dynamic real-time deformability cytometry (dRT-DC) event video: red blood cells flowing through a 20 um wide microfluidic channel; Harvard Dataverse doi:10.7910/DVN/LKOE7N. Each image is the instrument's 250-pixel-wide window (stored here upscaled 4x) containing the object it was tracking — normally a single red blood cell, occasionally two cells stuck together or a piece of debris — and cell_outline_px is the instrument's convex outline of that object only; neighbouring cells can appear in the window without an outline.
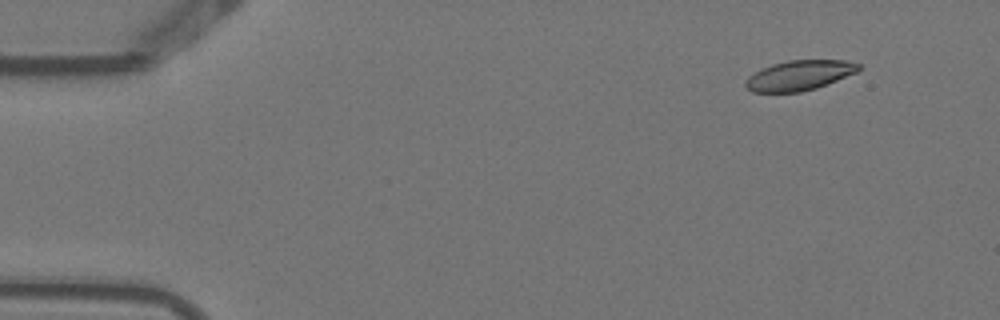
{"species": "Egyptian fruit bat (a non-hibernating species)", "species_latin": "Rousettus aegyptiacus", "temperature_condition": "warm", "stored_images_in_passage": 2, "camera_frame_rate_fps": 3000, "um_per_image_px": 0.085, "animal": {"sex": "female"}, "frame": {"image": 1, "passage_image": 2, "time_ms": 0.333, "image_size_px": [1000, 320], "cell_outline_px": [[860, 68], [856, 72], [816, 88], [800, 92], [752, 92], [744, 84], [744, 80], [748, 76], [760, 68], [772, 64], [788, 60], [844, 60], [860, 64]], "centroid_in_image_um": [67.89, 6.4], "position_along_channel_um": 17.1, "area_um2": 19.71}}